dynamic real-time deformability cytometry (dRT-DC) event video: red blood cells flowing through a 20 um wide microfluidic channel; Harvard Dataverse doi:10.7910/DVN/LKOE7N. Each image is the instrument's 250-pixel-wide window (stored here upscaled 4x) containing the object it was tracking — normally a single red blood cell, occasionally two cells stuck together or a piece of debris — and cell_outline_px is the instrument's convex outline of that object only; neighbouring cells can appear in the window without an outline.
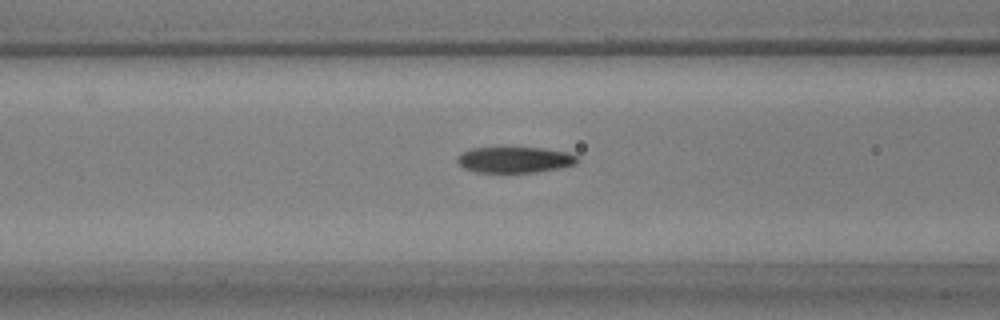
{"species": "common noctule bat (a hibernating species)", "species_latin": "Nyctalus noctula", "temperature_condition": "warm", "stored_images_in_passage": 37, "camera_frame_rate_fps": 3000, "um_per_image_px": 0.085, "animal": {"sex": "male", "body_mass_g": 17.9, "forearm_length_mm": 54.2}, "frame": {"image": 1, "passage_image": 5, "time_ms": 1.333, "image_size_px": [1000, 320], "cell_outline_px": [[580, 160], [576, 164], [560, 168], [536, 172], [476, 172], [464, 168], [456, 160], [456, 156], [460, 152], [468, 148], [540, 148], [568, 152], [576, 156]], "centroid_in_image_um": [43.73, 13.58], "position_along_channel_um": 122.9, "area_um2": 18.21}}
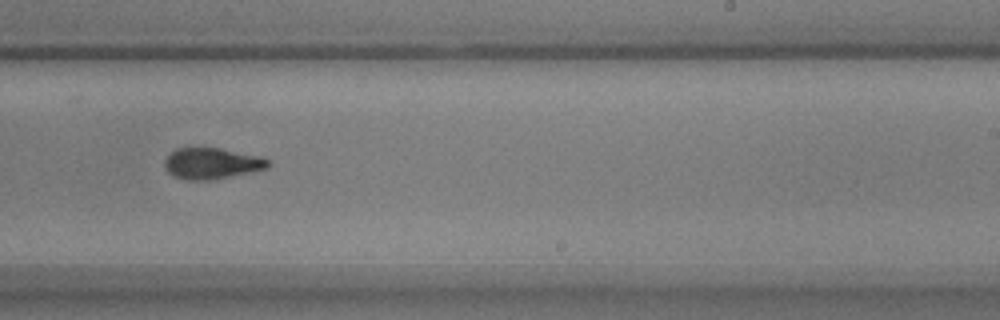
{"frame": {"image": 2, "passage_image": 17, "time_ms": 5.333, "image_size_px": [1000, 320], "cell_outline_px": [[272, 164], [268, 168], [208, 180], [188, 180], [172, 176], [164, 168], [164, 160], [176, 148], [220, 148], [260, 156], [272, 160]], "centroid_in_image_um": [18.01, 13.88], "position_along_channel_um": 271.0, "area_um2": 18.73}}
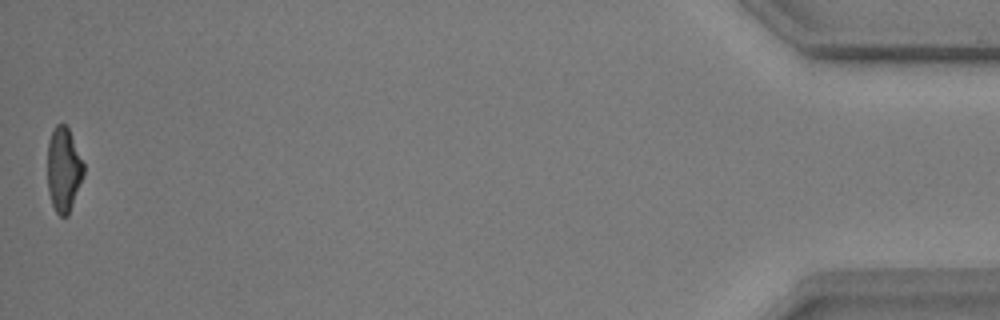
{"frame": {"image": 3, "passage_image": 37, "time_ms": 12.0, "image_size_px": [1000, 320], "cell_outline_px": [[84, 172], [68, 216], [60, 216], [56, 212], [52, 204], [48, 192], [48, 140], [56, 124], [64, 124], [68, 128], [84, 164]], "centroid_in_image_um": [5.39, 14.42], "position_along_channel_um": 429.8, "area_um2": 17.51}, "authors_computed_cell_mechanics": {"area_um2": 18.9584, "velocity_mm_per_s": 3.7053, "shape_relaxation_time_tau1_ms": 3.1849, "shape_relaxation_time_tau2_ms": 2.2837, "deformation_change_tau1": 0.1536, "deformation_change_tau2": 0.0865}}